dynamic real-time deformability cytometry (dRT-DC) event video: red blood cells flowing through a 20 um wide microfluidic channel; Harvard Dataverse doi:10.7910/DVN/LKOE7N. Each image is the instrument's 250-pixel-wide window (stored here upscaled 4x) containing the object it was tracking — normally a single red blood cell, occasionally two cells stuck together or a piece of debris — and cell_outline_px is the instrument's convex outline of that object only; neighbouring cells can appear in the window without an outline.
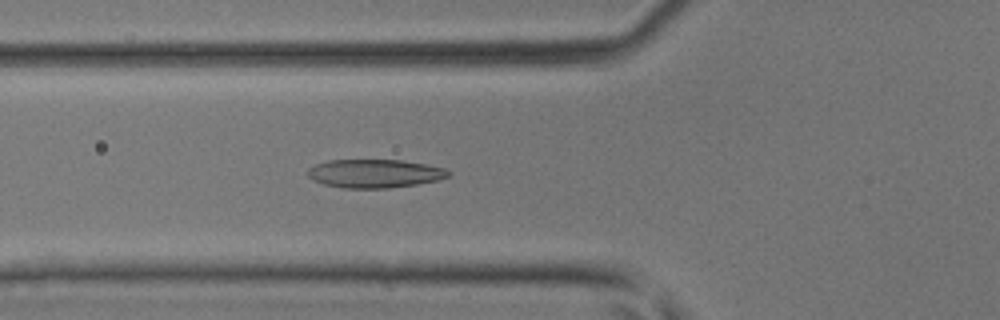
{"species": "common noctule bat (a hibernating species)", "species_latin": "Nyctalus noctula", "temperature_condition": "room temperature", "stored_images_in_passage": 32, "camera_frame_rate_fps": 3000, "um_per_image_px": 0.085, "animal": {"sex": "male", "body_mass_g": 17.9, "forearm_length_mm": 54.2}, "frame": {"image": 1, "passage_image": 8, "time_ms": 2.333, "image_size_px": [1000, 320], "cell_outline_px": [[452, 172], [448, 176], [436, 180], [416, 184], [388, 188], [344, 188], [324, 184], [312, 180], [308, 176], [308, 168], [316, 164], [328, 160], [400, 160], [428, 164], [444, 168]], "centroid_in_image_um": [31.84, 14.74], "position_along_channel_um": 94.0, "area_um2": 23.29}}
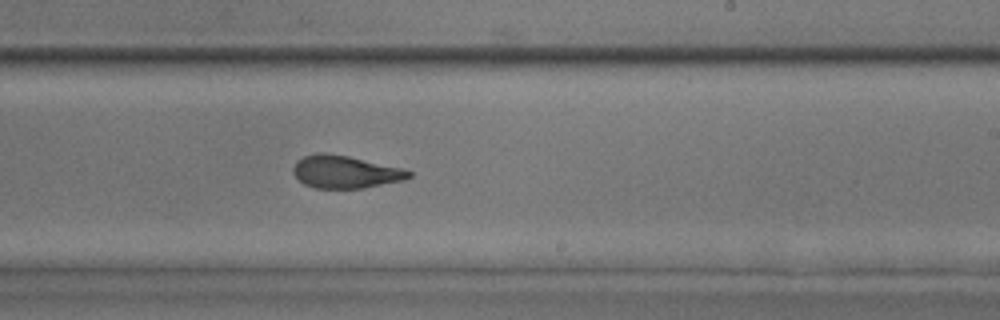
{"frame": {"image": 2, "passage_image": 19, "time_ms": 6.0, "image_size_px": [1000, 320], "cell_outline_px": [[412, 176], [404, 180], [364, 188], [312, 188], [304, 184], [292, 172], [292, 168], [296, 160], [304, 156], [348, 156], [404, 168], [412, 172]], "centroid_in_image_um": [29.4, 14.65], "position_along_channel_um": 259.6, "area_um2": 21.44}}
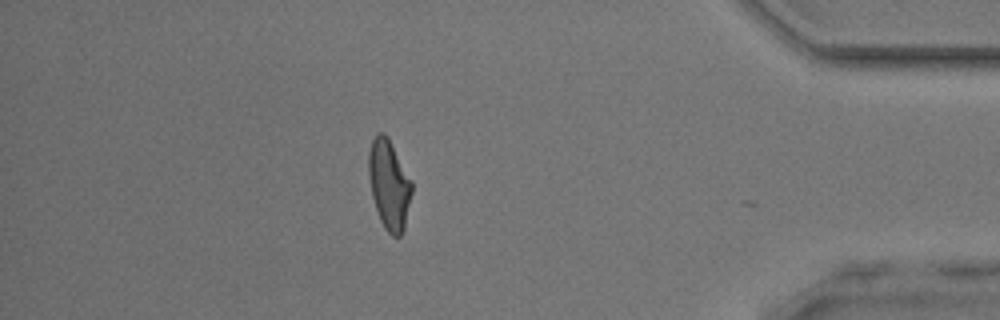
{"frame": {"image": 3, "passage_image": 31, "time_ms": 10.0, "image_size_px": [1000, 320], "cell_outline_px": [[412, 192], [404, 228], [400, 236], [392, 236], [384, 228], [380, 220], [372, 196], [368, 172], [368, 152], [372, 140], [376, 132], [384, 132], [388, 136], [412, 180]], "centroid_in_image_um": [33.07, 15.65], "position_along_channel_um": 402.1, "area_um2": 22.66}}